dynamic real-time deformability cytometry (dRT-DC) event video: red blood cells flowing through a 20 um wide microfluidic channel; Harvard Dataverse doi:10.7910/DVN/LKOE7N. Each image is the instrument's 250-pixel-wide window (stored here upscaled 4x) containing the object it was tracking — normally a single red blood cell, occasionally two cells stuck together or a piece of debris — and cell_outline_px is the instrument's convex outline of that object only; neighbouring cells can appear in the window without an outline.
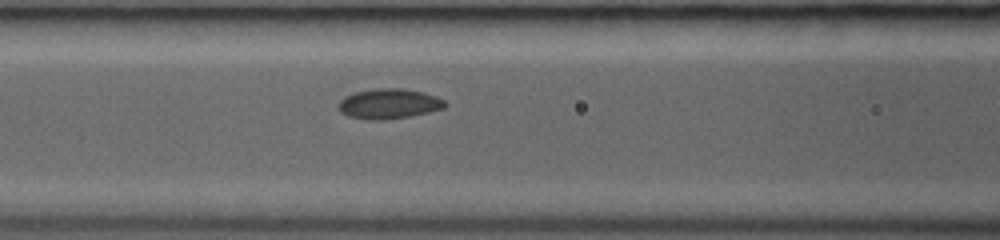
{"species": "common noctule bat (a hibernating species)", "species_latin": "Nyctalus noctula", "temperature_condition": "room temperature", "stored_images_in_passage": 7, "segment_of_instrument_passage": [1, 2], "camera_frame_rate_fps": 3000, "um_per_image_px": 0.085, "animal": {"sex": "female", "body_mass_g": 19.0, "forearm_length_mm": 53.3}, "frame": {"image": 1, "passage_image": 6, "time_ms": 3.333, "image_size_px": [1000, 240], "cell_outline_px": [[448, 104], [444, 108], [412, 116], [384, 120], [368, 120], [348, 116], [340, 112], [336, 108], [340, 100], [344, 96], [356, 92], [376, 88], [404, 88], [424, 92], [436, 96], [444, 100]], "centroid_in_image_um": [33.04, 8.82], "position_along_channel_um": 133.6, "area_um2": 18.96}}